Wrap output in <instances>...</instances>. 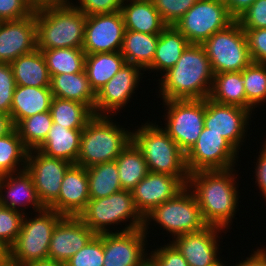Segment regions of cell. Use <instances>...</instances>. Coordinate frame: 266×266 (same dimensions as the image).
<instances>
[{
	"instance_id": "1",
	"label": "cell",
	"mask_w": 266,
	"mask_h": 266,
	"mask_svg": "<svg viewBox=\"0 0 266 266\" xmlns=\"http://www.w3.org/2000/svg\"><path fill=\"white\" fill-rule=\"evenodd\" d=\"M240 167L243 166L189 174L187 186L194 193L202 218L208 226H216L229 233L233 229L234 219L238 218L235 216L242 206L239 204L242 202L239 192L240 178H242L241 172L238 173Z\"/></svg>"
},
{
	"instance_id": "2",
	"label": "cell",
	"mask_w": 266,
	"mask_h": 266,
	"mask_svg": "<svg viewBox=\"0 0 266 266\" xmlns=\"http://www.w3.org/2000/svg\"><path fill=\"white\" fill-rule=\"evenodd\" d=\"M214 73L202 44H189L177 63L156 79L154 94L160 101L206 99Z\"/></svg>"
},
{
	"instance_id": "3",
	"label": "cell",
	"mask_w": 266,
	"mask_h": 266,
	"mask_svg": "<svg viewBox=\"0 0 266 266\" xmlns=\"http://www.w3.org/2000/svg\"><path fill=\"white\" fill-rule=\"evenodd\" d=\"M34 14L38 50L82 48L86 15L70 2L37 6Z\"/></svg>"
},
{
	"instance_id": "4",
	"label": "cell",
	"mask_w": 266,
	"mask_h": 266,
	"mask_svg": "<svg viewBox=\"0 0 266 266\" xmlns=\"http://www.w3.org/2000/svg\"><path fill=\"white\" fill-rule=\"evenodd\" d=\"M147 118V121L142 119L145 121L141 122V125L139 122L132 127V142L142 152L148 171L176 176L186 186L189 172L185 153L156 119L150 121V118Z\"/></svg>"
},
{
	"instance_id": "5",
	"label": "cell",
	"mask_w": 266,
	"mask_h": 266,
	"mask_svg": "<svg viewBox=\"0 0 266 266\" xmlns=\"http://www.w3.org/2000/svg\"><path fill=\"white\" fill-rule=\"evenodd\" d=\"M117 119L116 116L95 115L86 124L81 134L76 165L88 168L116 160L132 141V128L122 125Z\"/></svg>"
},
{
	"instance_id": "6",
	"label": "cell",
	"mask_w": 266,
	"mask_h": 266,
	"mask_svg": "<svg viewBox=\"0 0 266 266\" xmlns=\"http://www.w3.org/2000/svg\"><path fill=\"white\" fill-rule=\"evenodd\" d=\"M207 226L194 193L186 185L173 198L153 208L145 215L142 229L150 239L151 233L154 234L151 231L158 232L157 230L160 229L162 231H159L158 236L166 234L169 238L167 241L170 242L171 238L198 232Z\"/></svg>"
},
{
	"instance_id": "7",
	"label": "cell",
	"mask_w": 266,
	"mask_h": 266,
	"mask_svg": "<svg viewBox=\"0 0 266 266\" xmlns=\"http://www.w3.org/2000/svg\"><path fill=\"white\" fill-rule=\"evenodd\" d=\"M78 217L95 234L131 231L143 228L144 224V217L135 207L132 193L128 190L105 198L89 199Z\"/></svg>"
},
{
	"instance_id": "8",
	"label": "cell",
	"mask_w": 266,
	"mask_h": 266,
	"mask_svg": "<svg viewBox=\"0 0 266 266\" xmlns=\"http://www.w3.org/2000/svg\"><path fill=\"white\" fill-rule=\"evenodd\" d=\"M63 217L50 208L24 215L20 233L9 248V260L16 266L48 260L52 233Z\"/></svg>"
},
{
	"instance_id": "9",
	"label": "cell",
	"mask_w": 266,
	"mask_h": 266,
	"mask_svg": "<svg viewBox=\"0 0 266 266\" xmlns=\"http://www.w3.org/2000/svg\"><path fill=\"white\" fill-rule=\"evenodd\" d=\"M162 103V110L157 112L163 111L159 116L163 121L154 118L186 154L204 128L205 99L166 100Z\"/></svg>"
},
{
	"instance_id": "10",
	"label": "cell",
	"mask_w": 266,
	"mask_h": 266,
	"mask_svg": "<svg viewBox=\"0 0 266 266\" xmlns=\"http://www.w3.org/2000/svg\"><path fill=\"white\" fill-rule=\"evenodd\" d=\"M202 45L214 74L239 72L253 62L245 31L237 20L214 33Z\"/></svg>"
},
{
	"instance_id": "11",
	"label": "cell",
	"mask_w": 266,
	"mask_h": 266,
	"mask_svg": "<svg viewBox=\"0 0 266 266\" xmlns=\"http://www.w3.org/2000/svg\"><path fill=\"white\" fill-rule=\"evenodd\" d=\"M145 72L133 64H125L104 86L96 93L94 115L96 116H122V112H127L130 103H136L138 91L143 89ZM144 75V76H143ZM144 78V80H142ZM143 81V82H142ZM140 85V86H139ZM141 87V88H140ZM137 94V95H136ZM134 97V98H133ZM136 97V99H135ZM135 101H133V100ZM124 109V110H123ZM123 110V111H122ZM119 113V114H118Z\"/></svg>"
},
{
	"instance_id": "12",
	"label": "cell",
	"mask_w": 266,
	"mask_h": 266,
	"mask_svg": "<svg viewBox=\"0 0 266 266\" xmlns=\"http://www.w3.org/2000/svg\"><path fill=\"white\" fill-rule=\"evenodd\" d=\"M252 118L256 120L245 108L220 104L208 97L205 99L204 127L210 129V132L221 134L242 156V151L251 147L246 144V140L249 142L251 133H254L250 125L256 121Z\"/></svg>"
},
{
	"instance_id": "13",
	"label": "cell",
	"mask_w": 266,
	"mask_h": 266,
	"mask_svg": "<svg viewBox=\"0 0 266 266\" xmlns=\"http://www.w3.org/2000/svg\"><path fill=\"white\" fill-rule=\"evenodd\" d=\"M234 21L224 0H199L174 27L190 44H203L214 33L225 29Z\"/></svg>"
},
{
	"instance_id": "14",
	"label": "cell",
	"mask_w": 266,
	"mask_h": 266,
	"mask_svg": "<svg viewBox=\"0 0 266 266\" xmlns=\"http://www.w3.org/2000/svg\"><path fill=\"white\" fill-rule=\"evenodd\" d=\"M240 156L242 157L221 134L210 132V129L204 127L196 143L185 154V160L190 174L241 166Z\"/></svg>"
},
{
	"instance_id": "15",
	"label": "cell",
	"mask_w": 266,
	"mask_h": 266,
	"mask_svg": "<svg viewBox=\"0 0 266 266\" xmlns=\"http://www.w3.org/2000/svg\"><path fill=\"white\" fill-rule=\"evenodd\" d=\"M228 232L216 226H207L198 232L179 235L170 242L183 255L188 266H216L226 259L222 255V240L225 239L223 234L226 236Z\"/></svg>"
},
{
	"instance_id": "16",
	"label": "cell",
	"mask_w": 266,
	"mask_h": 266,
	"mask_svg": "<svg viewBox=\"0 0 266 266\" xmlns=\"http://www.w3.org/2000/svg\"><path fill=\"white\" fill-rule=\"evenodd\" d=\"M97 235L103 241V266H143L148 261L152 240L142 228Z\"/></svg>"
},
{
	"instance_id": "17",
	"label": "cell",
	"mask_w": 266,
	"mask_h": 266,
	"mask_svg": "<svg viewBox=\"0 0 266 266\" xmlns=\"http://www.w3.org/2000/svg\"><path fill=\"white\" fill-rule=\"evenodd\" d=\"M72 165L64 159L46 156L38 149L29 150L25 169L31 175L38 198L45 208L59 197L64 175Z\"/></svg>"
},
{
	"instance_id": "18",
	"label": "cell",
	"mask_w": 266,
	"mask_h": 266,
	"mask_svg": "<svg viewBox=\"0 0 266 266\" xmlns=\"http://www.w3.org/2000/svg\"><path fill=\"white\" fill-rule=\"evenodd\" d=\"M125 30L121 11L86 16L82 49L86 54L121 51Z\"/></svg>"
},
{
	"instance_id": "19",
	"label": "cell",
	"mask_w": 266,
	"mask_h": 266,
	"mask_svg": "<svg viewBox=\"0 0 266 266\" xmlns=\"http://www.w3.org/2000/svg\"><path fill=\"white\" fill-rule=\"evenodd\" d=\"M95 235L78 216H64L52 233L48 259L66 263Z\"/></svg>"
},
{
	"instance_id": "20",
	"label": "cell",
	"mask_w": 266,
	"mask_h": 266,
	"mask_svg": "<svg viewBox=\"0 0 266 266\" xmlns=\"http://www.w3.org/2000/svg\"><path fill=\"white\" fill-rule=\"evenodd\" d=\"M37 49L35 14L16 20L0 21V63H11Z\"/></svg>"
},
{
	"instance_id": "21",
	"label": "cell",
	"mask_w": 266,
	"mask_h": 266,
	"mask_svg": "<svg viewBox=\"0 0 266 266\" xmlns=\"http://www.w3.org/2000/svg\"><path fill=\"white\" fill-rule=\"evenodd\" d=\"M184 187L176 176L148 172L131 193L135 207L144 217L153 208L173 198Z\"/></svg>"
},
{
	"instance_id": "22",
	"label": "cell",
	"mask_w": 266,
	"mask_h": 266,
	"mask_svg": "<svg viewBox=\"0 0 266 266\" xmlns=\"http://www.w3.org/2000/svg\"><path fill=\"white\" fill-rule=\"evenodd\" d=\"M0 205L21 212L23 215L45 208L26 169L0 176Z\"/></svg>"
},
{
	"instance_id": "23",
	"label": "cell",
	"mask_w": 266,
	"mask_h": 266,
	"mask_svg": "<svg viewBox=\"0 0 266 266\" xmlns=\"http://www.w3.org/2000/svg\"><path fill=\"white\" fill-rule=\"evenodd\" d=\"M61 185L59 197L48 208L63 216H79L90 199L86 168L73 164Z\"/></svg>"
},
{
	"instance_id": "24",
	"label": "cell",
	"mask_w": 266,
	"mask_h": 266,
	"mask_svg": "<svg viewBox=\"0 0 266 266\" xmlns=\"http://www.w3.org/2000/svg\"><path fill=\"white\" fill-rule=\"evenodd\" d=\"M189 44L190 43L187 38L174 26H167L159 34V40L156 46L152 64L144 71L146 72L145 76L146 74L152 75L146 76L149 77L146 82H155V77L158 79L167 70L172 68L180 59L183 51ZM154 74H156V76ZM150 77H152V79L154 78L153 81Z\"/></svg>"
},
{
	"instance_id": "25",
	"label": "cell",
	"mask_w": 266,
	"mask_h": 266,
	"mask_svg": "<svg viewBox=\"0 0 266 266\" xmlns=\"http://www.w3.org/2000/svg\"><path fill=\"white\" fill-rule=\"evenodd\" d=\"M120 11L126 30L160 34L167 27L152 0H123Z\"/></svg>"
},
{
	"instance_id": "26",
	"label": "cell",
	"mask_w": 266,
	"mask_h": 266,
	"mask_svg": "<svg viewBox=\"0 0 266 266\" xmlns=\"http://www.w3.org/2000/svg\"><path fill=\"white\" fill-rule=\"evenodd\" d=\"M83 129H67L52 123L45 140L36 148L46 156L76 164Z\"/></svg>"
},
{
	"instance_id": "27",
	"label": "cell",
	"mask_w": 266,
	"mask_h": 266,
	"mask_svg": "<svg viewBox=\"0 0 266 266\" xmlns=\"http://www.w3.org/2000/svg\"><path fill=\"white\" fill-rule=\"evenodd\" d=\"M52 97L50 87L16 85L10 111L14 126L24 118L50 111Z\"/></svg>"
},
{
	"instance_id": "28",
	"label": "cell",
	"mask_w": 266,
	"mask_h": 266,
	"mask_svg": "<svg viewBox=\"0 0 266 266\" xmlns=\"http://www.w3.org/2000/svg\"><path fill=\"white\" fill-rule=\"evenodd\" d=\"M50 90L53 97L83 103L94 112L96 93L90 86L85 70L79 73L52 75Z\"/></svg>"
},
{
	"instance_id": "29",
	"label": "cell",
	"mask_w": 266,
	"mask_h": 266,
	"mask_svg": "<svg viewBox=\"0 0 266 266\" xmlns=\"http://www.w3.org/2000/svg\"><path fill=\"white\" fill-rule=\"evenodd\" d=\"M16 85L30 87H50L45 57L41 50L19 56L10 63Z\"/></svg>"
},
{
	"instance_id": "30",
	"label": "cell",
	"mask_w": 266,
	"mask_h": 266,
	"mask_svg": "<svg viewBox=\"0 0 266 266\" xmlns=\"http://www.w3.org/2000/svg\"><path fill=\"white\" fill-rule=\"evenodd\" d=\"M159 34L125 30L121 54L127 64H133L145 71L153 61Z\"/></svg>"
},
{
	"instance_id": "31",
	"label": "cell",
	"mask_w": 266,
	"mask_h": 266,
	"mask_svg": "<svg viewBox=\"0 0 266 266\" xmlns=\"http://www.w3.org/2000/svg\"><path fill=\"white\" fill-rule=\"evenodd\" d=\"M125 64L120 51L86 54L84 70L94 92L97 93Z\"/></svg>"
},
{
	"instance_id": "32",
	"label": "cell",
	"mask_w": 266,
	"mask_h": 266,
	"mask_svg": "<svg viewBox=\"0 0 266 266\" xmlns=\"http://www.w3.org/2000/svg\"><path fill=\"white\" fill-rule=\"evenodd\" d=\"M209 99L246 109V93L242 71L214 74Z\"/></svg>"
},
{
	"instance_id": "33",
	"label": "cell",
	"mask_w": 266,
	"mask_h": 266,
	"mask_svg": "<svg viewBox=\"0 0 266 266\" xmlns=\"http://www.w3.org/2000/svg\"><path fill=\"white\" fill-rule=\"evenodd\" d=\"M115 161L122 190L132 191L149 172L142 152L132 141Z\"/></svg>"
},
{
	"instance_id": "34",
	"label": "cell",
	"mask_w": 266,
	"mask_h": 266,
	"mask_svg": "<svg viewBox=\"0 0 266 266\" xmlns=\"http://www.w3.org/2000/svg\"><path fill=\"white\" fill-rule=\"evenodd\" d=\"M50 112L53 123L67 129H84L95 116L87 105L59 97H52Z\"/></svg>"
},
{
	"instance_id": "35",
	"label": "cell",
	"mask_w": 266,
	"mask_h": 266,
	"mask_svg": "<svg viewBox=\"0 0 266 266\" xmlns=\"http://www.w3.org/2000/svg\"><path fill=\"white\" fill-rule=\"evenodd\" d=\"M90 199L105 198L122 190L116 161L86 168Z\"/></svg>"
},
{
	"instance_id": "36",
	"label": "cell",
	"mask_w": 266,
	"mask_h": 266,
	"mask_svg": "<svg viewBox=\"0 0 266 266\" xmlns=\"http://www.w3.org/2000/svg\"><path fill=\"white\" fill-rule=\"evenodd\" d=\"M28 152L16 128L0 137V176L25 170Z\"/></svg>"
},
{
	"instance_id": "37",
	"label": "cell",
	"mask_w": 266,
	"mask_h": 266,
	"mask_svg": "<svg viewBox=\"0 0 266 266\" xmlns=\"http://www.w3.org/2000/svg\"><path fill=\"white\" fill-rule=\"evenodd\" d=\"M41 51L50 76L84 71L86 53L82 48H55Z\"/></svg>"
},
{
	"instance_id": "38",
	"label": "cell",
	"mask_w": 266,
	"mask_h": 266,
	"mask_svg": "<svg viewBox=\"0 0 266 266\" xmlns=\"http://www.w3.org/2000/svg\"><path fill=\"white\" fill-rule=\"evenodd\" d=\"M246 93V109L254 116L266 103V65L252 62L242 70ZM257 108V109H256Z\"/></svg>"
},
{
	"instance_id": "39",
	"label": "cell",
	"mask_w": 266,
	"mask_h": 266,
	"mask_svg": "<svg viewBox=\"0 0 266 266\" xmlns=\"http://www.w3.org/2000/svg\"><path fill=\"white\" fill-rule=\"evenodd\" d=\"M52 123L51 112L47 111L22 119L15 128L24 145L31 150L45 140Z\"/></svg>"
},
{
	"instance_id": "40",
	"label": "cell",
	"mask_w": 266,
	"mask_h": 266,
	"mask_svg": "<svg viewBox=\"0 0 266 266\" xmlns=\"http://www.w3.org/2000/svg\"><path fill=\"white\" fill-rule=\"evenodd\" d=\"M165 237L167 236H163L162 240L164 241V244L161 242V246L157 242H152L154 245L152 246L151 244L149 248L148 261L153 266H188V263L186 262L183 255L171 242H166V240H164ZM151 247L155 248L152 249Z\"/></svg>"
},
{
	"instance_id": "41",
	"label": "cell",
	"mask_w": 266,
	"mask_h": 266,
	"mask_svg": "<svg viewBox=\"0 0 266 266\" xmlns=\"http://www.w3.org/2000/svg\"><path fill=\"white\" fill-rule=\"evenodd\" d=\"M104 247L102 239L96 234L81 250L75 253L66 266H103Z\"/></svg>"
},
{
	"instance_id": "42",
	"label": "cell",
	"mask_w": 266,
	"mask_h": 266,
	"mask_svg": "<svg viewBox=\"0 0 266 266\" xmlns=\"http://www.w3.org/2000/svg\"><path fill=\"white\" fill-rule=\"evenodd\" d=\"M23 214L0 205V242L8 249L20 233Z\"/></svg>"
},
{
	"instance_id": "43",
	"label": "cell",
	"mask_w": 266,
	"mask_h": 266,
	"mask_svg": "<svg viewBox=\"0 0 266 266\" xmlns=\"http://www.w3.org/2000/svg\"><path fill=\"white\" fill-rule=\"evenodd\" d=\"M197 1L199 0H152L167 26H174Z\"/></svg>"
},
{
	"instance_id": "44",
	"label": "cell",
	"mask_w": 266,
	"mask_h": 266,
	"mask_svg": "<svg viewBox=\"0 0 266 266\" xmlns=\"http://www.w3.org/2000/svg\"><path fill=\"white\" fill-rule=\"evenodd\" d=\"M16 82L9 63H0V112L10 115Z\"/></svg>"
},
{
	"instance_id": "45",
	"label": "cell",
	"mask_w": 266,
	"mask_h": 266,
	"mask_svg": "<svg viewBox=\"0 0 266 266\" xmlns=\"http://www.w3.org/2000/svg\"><path fill=\"white\" fill-rule=\"evenodd\" d=\"M30 0H0V21H16L34 13Z\"/></svg>"
},
{
	"instance_id": "46",
	"label": "cell",
	"mask_w": 266,
	"mask_h": 266,
	"mask_svg": "<svg viewBox=\"0 0 266 266\" xmlns=\"http://www.w3.org/2000/svg\"><path fill=\"white\" fill-rule=\"evenodd\" d=\"M69 2L89 16L120 11L123 0H69Z\"/></svg>"
},
{
	"instance_id": "47",
	"label": "cell",
	"mask_w": 266,
	"mask_h": 266,
	"mask_svg": "<svg viewBox=\"0 0 266 266\" xmlns=\"http://www.w3.org/2000/svg\"><path fill=\"white\" fill-rule=\"evenodd\" d=\"M263 137L264 140H261L262 145L259 147V152H256L258 155H256L252 162L253 164L255 163L254 166H252L253 170H250V172H253L251 178L253 183H255L253 186L255 185L254 187H257L255 189L256 191L259 190L258 196L260 195V197H262L265 203L264 205H266V136L263 135Z\"/></svg>"
},
{
	"instance_id": "48",
	"label": "cell",
	"mask_w": 266,
	"mask_h": 266,
	"mask_svg": "<svg viewBox=\"0 0 266 266\" xmlns=\"http://www.w3.org/2000/svg\"><path fill=\"white\" fill-rule=\"evenodd\" d=\"M237 21L242 29L266 28V0H255Z\"/></svg>"
},
{
	"instance_id": "49",
	"label": "cell",
	"mask_w": 266,
	"mask_h": 266,
	"mask_svg": "<svg viewBox=\"0 0 266 266\" xmlns=\"http://www.w3.org/2000/svg\"><path fill=\"white\" fill-rule=\"evenodd\" d=\"M243 30L252 61L266 65V28Z\"/></svg>"
},
{
	"instance_id": "50",
	"label": "cell",
	"mask_w": 266,
	"mask_h": 266,
	"mask_svg": "<svg viewBox=\"0 0 266 266\" xmlns=\"http://www.w3.org/2000/svg\"><path fill=\"white\" fill-rule=\"evenodd\" d=\"M251 252V253H250ZM241 258V260H240ZM235 263L231 259L228 260V266H266V246L262 244L257 246L255 249L253 248L251 251L249 250V254L246 256L243 255L240 257ZM229 261L233 263H229Z\"/></svg>"
},
{
	"instance_id": "51",
	"label": "cell",
	"mask_w": 266,
	"mask_h": 266,
	"mask_svg": "<svg viewBox=\"0 0 266 266\" xmlns=\"http://www.w3.org/2000/svg\"><path fill=\"white\" fill-rule=\"evenodd\" d=\"M255 0H224L230 15L237 20Z\"/></svg>"
},
{
	"instance_id": "52",
	"label": "cell",
	"mask_w": 266,
	"mask_h": 266,
	"mask_svg": "<svg viewBox=\"0 0 266 266\" xmlns=\"http://www.w3.org/2000/svg\"><path fill=\"white\" fill-rule=\"evenodd\" d=\"M14 128L11 115L0 112V137L9 134Z\"/></svg>"
},
{
	"instance_id": "53",
	"label": "cell",
	"mask_w": 266,
	"mask_h": 266,
	"mask_svg": "<svg viewBox=\"0 0 266 266\" xmlns=\"http://www.w3.org/2000/svg\"><path fill=\"white\" fill-rule=\"evenodd\" d=\"M25 266H66V264L62 263V262L48 259V260L30 263V264H27Z\"/></svg>"
},
{
	"instance_id": "54",
	"label": "cell",
	"mask_w": 266,
	"mask_h": 266,
	"mask_svg": "<svg viewBox=\"0 0 266 266\" xmlns=\"http://www.w3.org/2000/svg\"><path fill=\"white\" fill-rule=\"evenodd\" d=\"M35 7L46 5V4H56V3H66L69 0H30Z\"/></svg>"
},
{
	"instance_id": "55",
	"label": "cell",
	"mask_w": 266,
	"mask_h": 266,
	"mask_svg": "<svg viewBox=\"0 0 266 266\" xmlns=\"http://www.w3.org/2000/svg\"><path fill=\"white\" fill-rule=\"evenodd\" d=\"M9 259V249L0 242V265Z\"/></svg>"
},
{
	"instance_id": "56",
	"label": "cell",
	"mask_w": 266,
	"mask_h": 266,
	"mask_svg": "<svg viewBox=\"0 0 266 266\" xmlns=\"http://www.w3.org/2000/svg\"><path fill=\"white\" fill-rule=\"evenodd\" d=\"M0 266H16L14 263H12L9 259L1 264Z\"/></svg>"
},
{
	"instance_id": "57",
	"label": "cell",
	"mask_w": 266,
	"mask_h": 266,
	"mask_svg": "<svg viewBox=\"0 0 266 266\" xmlns=\"http://www.w3.org/2000/svg\"><path fill=\"white\" fill-rule=\"evenodd\" d=\"M227 263V264H226ZM216 266H228V261L227 260H222L219 262Z\"/></svg>"
},
{
	"instance_id": "58",
	"label": "cell",
	"mask_w": 266,
	"mask_h": 266,
	"mask_svg": "<svg viewBox=\"0 0 266 266\" xmlns=\"http://www.w3.org/2000/svg\"><path fill=\"white\" fill-rule=\"evenodd\" d=\"M143 266H153L149 261H147Z\"/></svg>"
}]
</instances>
